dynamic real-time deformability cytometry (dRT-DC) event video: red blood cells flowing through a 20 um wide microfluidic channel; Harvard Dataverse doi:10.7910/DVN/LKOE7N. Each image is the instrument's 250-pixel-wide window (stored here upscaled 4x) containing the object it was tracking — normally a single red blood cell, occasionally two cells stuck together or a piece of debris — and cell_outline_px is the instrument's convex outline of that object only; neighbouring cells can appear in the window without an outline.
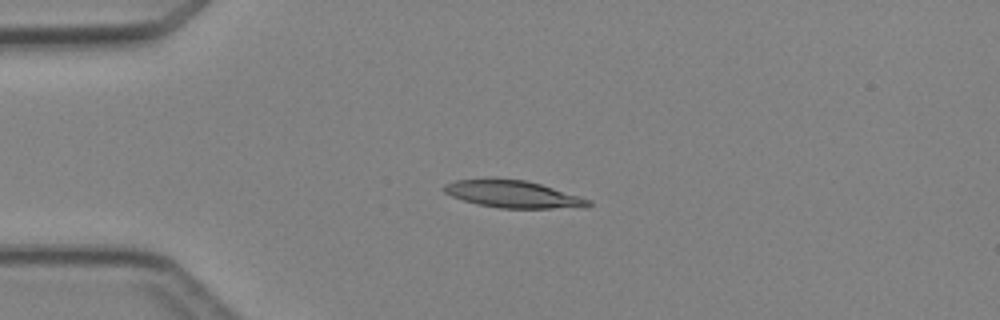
{"species": "Egyptian fruit bat (a non-hibernating species)", "species_latin": "Rousettus aegyptiacus", "temperature_condition": "cold", "stored_images_in_passage": 6, "camera_frame_rate_fps": 3000, "um_per_image_px": 0.085, "animal": {"sex": "female"}, "frame": {"image": 1, "passage_image": 3, "time_ms": 2.667, "image_size_px": [1000, 320], "cell_outline_px": [[592, 204], [588, 208], [500, 208], [480, 204], [464, 200], [452, 196], [444, 192], [444, 184], [456, 180], [488, 176], [496, 176], [524, 180], [540, 184], [580, 196], [592, 200]], "centroid_in_image_um": [43.62, 16.47], "position_along_channel_um": 41.4, "area_um2": 23.47}}
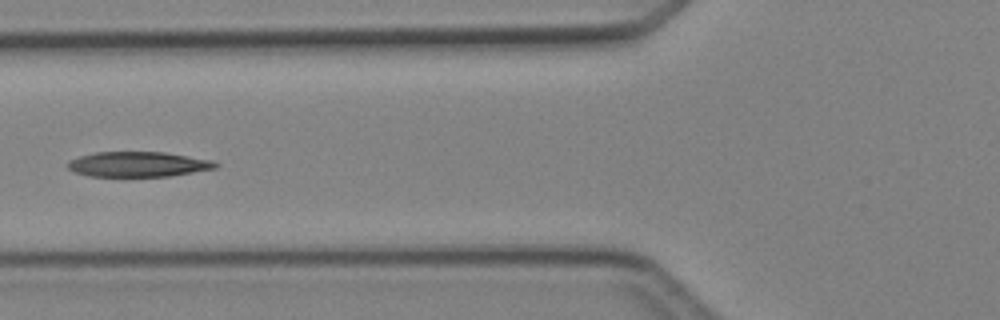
{"frame": {"image": 2, "passage_image": 5, "time_ms": 5.0, "image_size_px": [1000, 320], "cell_outline_px": [[220, 164], [216, 168], [168, 176], [88, 176], [76, 172], [68, 168], [64, 164], [68, 160], [80, 156], [96, 152], [164, 152], [212, 160]], "centroid_in_image_um": [11.71, 13.96], "position_along_channel_um": 114.1, "area_um2": 21.56}}
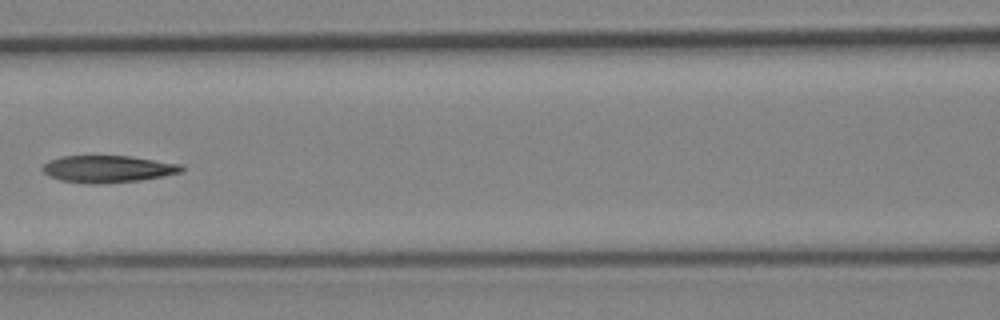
{"frame": {"image": 3, "passage_image": 6, "time_ms": 6.0, "image_size_px": [1000, 320], "cell_outline_px": [[184, 168], [180, 172], [140, 180], [104, 184], [92, 184], [60, 180], [48, 176], [40, 168], [48, 160], [60, 156], [128, 156], [180, 164]], "centroid_in_image_um": [9.08, 14.36], "position_along_channel_um": 157.5, "area_um2": 21.79}}